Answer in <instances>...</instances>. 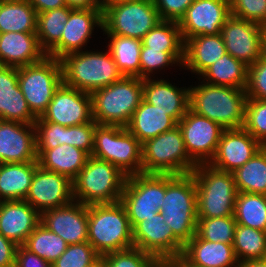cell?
Instances as JSON below:
<instances>
[{
	"label": "cell",
	"mask_w": 266,
	"mask_h": 267,
	"mask_svg": "<svg viewBox=\"0 0 266 267\" xmlns=\"http://www.w3.org/2000/svg\"><path fill=\"white\" fill-rule=\"evenodd\" d=\"M189 88V109L215 121L223 129L242 128L248 96L246 89L217 86L204 81Z\"/></svg>",
	"instance_id": "1"
},
{
	"label": "cell",
	"mask_w": 266,
	"mask_h": 267,
	"mask_svg": "<svg viewBox=\"0 0 266 267\" xmlns=\"http://www.w3.org/2000/svg\"><path fill=\"white\" fill-rule=\"evenodd\" d=\"M162 203L160 212L165 224L185 245L197 230V191L193 174H165Z\"/></svg>",
	"instance_id": "2"
},
{
	"label": "cell",
	"mask_w": 266,
	"mask_h": 267,
	"mask_svg": "<svg viewBox=\"0 0 266 267\" xmlns=\"http://www.w3.org/2000/svg\"><path fill=\"white\" fill-rule=\"evenodd\" d=\"M88 242L100 256L134 247L129 218L120 201L88 205Z\"/></svg>",
	"instance_id": "3"
},
{
	"label": "cell",
	"mask_w": 266,
	"mask_h": 267,
	"mask_svg": "<svg viewBox=\"0 0 266 267\" xmlns=\"http://www.w3.org/2000/svg\"><path fill=\"white\" fill-rule=\"evenodd\" d=\"M60 62L63 83L90 94L124 77L109 50L108 52L82 50L64 56Z\"/></svg>",
	"instance_id": "4"
},
{
	"label": "cell",
	"mask_w": 266,
	"mask_h": 267,
	"mask_svg": "<svg viewBox=\"0 0 266 267\" xmlns=\"http://www.w3.org/2000/svg\"><path fill=\"white\" fill-rule=\"evenodd\" d=\"M91 97L92 117L97 124L126 127L143 99V79L124 76L94 90Z\"/></svg>",
	"instance_id": "5"
},
{
	"label": "cell",
	"mask_w": 266,
	"mask_h": 267,
	"mask_svg": "<svg viewBox=\"0 0 266 267\" xmlns=\"http://www.w3.org/2000/svg\"><path fill=\"white\" fill-rule=\"evenodd\" d=\"M126 179L118 167L90 156L72 180L74 201L84 205L118 202Z\"/></svg>",
	"instance_id": "6"
},
{
	"label": "cell",
	"mask_w": 266,
	"mask_h": 267,
	"mask_svg": "<svg viewBox=\"0 0 266 267\" xmlns=\"http://www.w3.org/2000/svg\"><path fill=\"white\" fill-rule=\"evenodd\" d=\"M197 191V218L234 216L238 190L232 172L199 164L191 172Z\"/></svg>",
	"instance_id": "7"
},
{
	"label": "cell",
	"mask_w": 266,
	"mask_h": 267,
	"mask_svg": "<svg viewBox=\"0 0 266 267\" xmlns=\"http://www.w3.org/2000/svg\"><path fill=\"white\" fill-rule=\"evenodd\" d=\"M197 164L189 157L183 134L177 125L142 144V173L181 175Z\"/></svg>",
	"instance_id": "8"
},
{
	"label": "cell",
	"mask_w": 266,
	"mask_h": 267,
	"mask_svg": "<svg viewBox=\"0 0 266 267\" xmlns=\"http://www.w3.org/2000/svg\"><path fill=\"white\" fill-rule=\"evenodd\" d=\"M91 156L110 162L127 176L142 173V144L126 127L97 124Z\"/></svg>",
	"instance_id": "9"
},
{
	"label": "cell",
	"mask_w": 266,
	"mask_h": 267,
	"mask_svg": "<svg viewBox=\"0 0 266 267\" xmlns=\"http://www.w3.org/2000/svg\"><path fill=\"white\" fill-rule=\"evenodd\" d=\"M102 30L142 40L162 19L153 0L101 3Z\"/></svg>",
	"instance_id": "10"
},
{
	"label": "cell",
	"mask_w": 266,
	"mask_h": 267,
	"mask_svg": "<svg viewBox=\"0 0 266 267\" xmlns=\"http://www.w3.org/2000/svg\"><path fill=\"white\" fill-rule=\"evenodd\" d=\"M17 70L18 84L31 112L41 117L63 82L60 60L46 56L37 63Z\"/></svg>",
	"instance_id": "11"
},
{
	"label": "cell",
	"mask_w": 266,
	"mask_h": 267,
	"mask_svg": "<svg viewBox=\"0 0 266 267\" xmlns=\"http://www.w3.org/2000/svg\"><path fill=\"white\" fill-rule=\"evenodd\" d=\"M164 196L165 174L127 176L120 202L126 210L131 228L159 213Z\"/></svg>",
	"instance_id": "12"
},
{
	"label": "cell",
	"mask_w": 266,
	"mask_h": 267,
	"mask_svg": "<svg viewBox=\"0 0 266 267\" xmlns=\"http://www.w3.org/2000/svg\"><path fill=\"white\" fill-rule=\"evenodd\" d=\"M183 134L186 151L197 164H209L215 156L224 129L206 117L197 115L190 109L178 122Z\"/></svg>",
	"instance_id": "13"
},
{
	"label": "cell",
	"mask_w": 266,
	"mask_h": 267,
	"mask_svg": "<svg viewBox=\"0 0 266 267\" xmlns=\"http://www.w3.org/2000/svg\"><path fill=\"white\" fill-rule=\"evenodd\" d=\"M134 247L154 256L156 259H177L184 244L167 226L161 212L146 218L132 228Z\"/></svg>",
	"instance_id": "14"
},
{
	"label": "cell",
	"mask_w": 266,
	"mask_h": 267,
	"mask_svg": "<svg viewBox=\"0 0 266 267\" xmlns=\"http://www.w3.org/2000/svg\"><path fill=\"white\" fill-rule=\"evenodd\" d=\"M40 118L65 127L91 122L93 120L91 94L62 82Z\"/></svg>",
	"instance_id": "15"
},
{
	"label": "cell",
	"mask_w": 266,
	"mask_h": 267,
	"mask_svg": "<svg viewBox=\"0 0 266 267\" xmlns=\"http://www.w3.org/2000/svg\"><path fill=\"white\" fill-rule=\"evenodd\" d=\"M230 16V0H194L178 22L183 42L198 35L221 33Z\"/></svg>",
	"instance_id": "16"
},
{
	"label": "cell",
	"mask_w": 266,
	"mask_h": 267,
	"mask_svg": "<svg viewBox=\"0 0 266 267\" xmlns=\"http://www.w3.org/2000/svg\"><path fill=\"white\" fill-rule=\"evenodd\" d=\"M24 200L40 214L52 208L68 205L74 201L72 180L63 174L50 172L38 166Z\"/></svg>",
	"instance_id": "17"
},
{
	"label": "cell",
	"mask_w": 266,
	"mask_h": 267,
	"mask_svg": "<svg viewBox=\"0 0 266 267\" xmlns=\"http://www.w3.org/2000/svg\"><path fill=\"white\" fill-rule=\"evenodd\" d=\"M264 27L257 23L230 16L221 28L226 53L247 66L261 58V42Z\"/></svg>",
	"instance_id": "18"
},
{
	"label": "cell",
	"mask_w": 266,
	"mask_h": 267,
	"mask_svg": "<svg viewBox=\"0 0 266 267\" xmlns=\"http://www.w3.org/2000/svg\"><path fill=\"white\" fill-rule=\"evenodd\" d=\"M41 224L68 245L88 242V205L72 203L41 213Z\"/></svg>",
	"instance_id": "19"
},
{
	"label": "cell",
	"mask_w": 266,
	"mask_h": 267,
	"mask_svg": "<svg viewBox=\"0 0 266 267\" xmlns=\"http://www.w3.org/2000/svg\"><path fill=\"white\" fill-rule=\"evenodd\" d=\"M261 148L262 144L243 127L224 129L215 156L209 164L221 171L234 172Z\"/></svg>",
	"instance_id": "20"
},
{
	"label": "cell",
	"mask_w": 266,
	"mask_h": 267,
	"mask_svg": "<svg viewBox=\"0 0 266 267\" xmlns=\"http://www.w3.org/2000/svg\"><path fill=\"white\" fill-rule=\"evenodd\" d=\"M96 26L102 29V8L73 9L65 23L60 42L47 56L60 60L68 54L82 51Z\"/></svg>",
	"instance_id": "21"
},
{
	"label": "cell",
	"mask_w": 266,
	"mask_h": 267,
	"mask_svg": "<svg viewBox=\"0 0 266 267\" xmlns=\"http://www.w3.org/2000/svg\"><path fill=\"white\" fill-rule=\"evenodd\" d=\"M38 162L35 124L0 120V163Z\"/></svg>",
	"instance_id": "22"
},
{
	"label": "cell",
	"mask_w": 266,
	"mask_h": 267,
	"mask_svg": "<svg viewBox=\"0 0 266 267\" xmlns=\"http://www.w3.org/2000/svg\"><path fill=\"white\" fill-rule=\"evenodd\" d=\"M41 214L25 200L0 202V233L18 246L40 224Z\"/></svg>",
	"instance_id": "23"
},
{
	"label": "cell",
	"mask_w": 266,
	"mask_h": 267,
	"mask_svg": "<svg viewBox=\"0 0 266 267\" xmlns=\"http://www.w3.org/2000/svg\"><path fill=\"white\" fill-rule=\"evenodd\" d=\"M36 119L19 87L17 68L0 65V120L35 124Z\"/></svg>",
	"instance_id": "24"
},
{
	"label": "cell",
	"mask_w": 266,
	"mask_h": 267,
	"mask_svg": "<svg viewBox=\"0 0 266 267\" xmlns=\"http://www.w3.org/2000/svg\"><path fill=\"white\" fill-rule=\"evenodd\" d=\"M192 267H239L233 244L210 242L195 234L180 256Z\"/></svg>",
	"instance_id": "25"
},
{
	"label": "cell",
	"mask_w": 266,
	"mask_h": 267,
	"mask_svg": "<svg viewBox=\"0 0 266 267\" xmlns=\"http://www.w3.org/2000/svg\"><path fill=\"white\" fill-rule=\"evenodd\" d=\"M46 56L36 33H0V65L20 68L37 63Z\"/></svg>",
	"instance_id": "26"
},
{
	"label": "cell",
	"mask_w": 266,
	"mask_h": 267,
	"mask_svg": "<svg viewBox=\"0 0 266 267\" xmlns=\"http://www.w3.org/2000/svg\"><path fill=\"white\" fill-rule=\"evenodd\" d=\"M143 99L167 112L177 123L189 109V88L172 85L167 80L143 79Z\"/></svg>",
	"instance_id": "27"
},
{
	"label": "cell",
	"mask_w": 266,
	"mask_h": 267,
	"mask_svg": "<svg viewBox=\"0 0 266 267\" xmlns=\"http://www.w3.org/2000/svg\"><path fill=\"white\" fill-rule=\"evenodd\" d=\"M226 53L221 33L198 35L184 42V61L182 67L201 75L209 66Z\"/></svg>",
	"instance_id": "28"
},
{
	"label": "cell",
	"mask_w": 266,
	"mask_h": 267,
	"mask_svg": "<svg viewBox=\"0 0 266 267\" xmlns=\"http://www.w3.org/2000/svg\"><path fill=\"white\" fill-rule=\"evenodd\" d=\"M177 125L178 123L167 112L142 99L126 129L143 144Z\"/></svg>",
	"instance_id": "29"
},
{
	"label": "cell",
	"mask_w": 266,
	"mask_h": 267,
	"mask_svg": "<svg viewBox=\"0 0 266 267\" xmlns=\"http://www.w3.org/2000/svg\"><path fill=\"white\" fill-rule=\"evenodd\" d=\"M41 168L63 174L73 180L86 165L90 155L72 145L62 144L54 149H36Z\"/></svg>",
	"instance_id": "30"
},
{
	"label": "cell",
	"mask_w": 266,
	"mask_h": 267,
	"mask_svg": "<svg viewBox=\"0 0 266 267\" xmlns=\"http://www.w3.org/2000/svg\"><path fill=\"white\" fill-rule=\"evenodd\" d=\"M38 162L0 163V202L24 200Z\"/></svg>",
	"instance_id": "31"
},
{
	"label": "cell",
	"mask_w": 266,
	"mask_h": 267,
	"mask_svg": "<svg viewBox=\"0 0 266 267\" xmlns=\"http://www.w3.org/2000/svg\"><path fill=\"white\" fill-rule=\"evenodd\" d=\"M37 17L28 0H0V33H36Z\"/></svg>",
	"instance_id": "32"
},
{
	"label": "cell",
	"mask_w": 266,
	"mask_h": 267,
	"mask_svg": "<svg viewBox=\"0 0 266 267\" xmlns=\"http://www.w3.org/2000/svg\"><path fill=\"white\" fill-rule=\"evenodd\" d=\"M200 76L205 79L202 81L207 84L246 89L248 66L229 53H225Z\"/></svg>",
	"instance_id": "33"
},
{
	"label": "cell",
	"mask_w": 266,
	"mask_h": 267,
	"mask_svg": "<svg viewBox=\"0 0 266 267\" xmlns=\"http://www.w3.org/2000/svg\"><path fill=\"white\" fill-rule=\"evenodd\" d=\"M142 44L151 49L168 52L180 67L184 61V42L178 22L161 20L142 39Z\"/></svg>",
	"instance_id": "34"
},
{
	"label": "cell",
	"mask_w": 266,
	"mask_h": 267,
	"mask_svg": "<svg viewBox=\"0 0 266 267\" xmlns=\"http://www.w3.org/2000/svg\"><path fill=\"white\" fill-rule=\"evenodd\" d=\"M106 35L110 38L108 50L123 76L140 78L142 40L115 34Z\"/></svg>",
	"instance_id": "35"
},
{
	"label": "cell",
	"mask_w": 266,
	"mask_h": 267,
	"mask_svg": "<svg viewBox=\"0 0 266 267\" xmlns=\"http://www.w3.org/2000/svg\"><path fill=\"white\" fill-rule=\"evenodd\" d=\"M232 173L238 192L266 195V144Z\"/></svg>",
	"instance_id": "36"
},
{
	"label": "cell",
	"mask_w": 266,
	"mask_h": 267,
	"mask_svg": "<svg viewBox=\"0 0 266 267\" xmlns=\"http://www.w3.org/2000/svg\"><path fill=\"white\" fill-rule=\"evenodd\" d=\"M73 8L64 6L38 13L36 35L41 49L48 54L61 40L65 23Z\"/></svg>",
	"instance_id": "37"
},
{
	"label": "cell",
	"mask_w": 266,
	"mask_h": 267,
	"mask_svg": "<svg viewBox=\"0 0 266 267\" xmlns=\"http://www.w3.org/2000/svg\"><path fill=\"white\" fill-rule=\"evenodd\" d=\"M234 218L237 224L266 231V195L238 192Z\"/></svg>",
	"instance_id": "38"
},
{
	"label": "cell",
	"mask_w": 266,
	"mask_h": 267,
	"mask_svg": "<svg viewBox=\"0 0 266 267\" xmlns=\"http://www.w3.org/2000/svg\"><path fill=\"white\" fill-rule=\"evenodd\" d=\"M233 249L239 264L266 258V231L236 225Z\"/></svg>",
	"instance_id": "39"
},
{
	"label": "cell",
	"mask_w": 266,
	"mask_h": 267,
	"mask_svg": "<svg viewBox=\"0 0 266 267\" xmlns=\"http://www.w3.org/2000/svg\"><path fill=\"white\" fill-rule=\"evenodd\" d=\"M23 246L53 264L66 251L68 244L40 223L28 236Z\"/></svg>",
	"instance_id": "40"
},
{
	"label": "cell",
	"mask_w": 266,
	"mask_h": 267,
	"mask_svg": "<svg viewBox=\"0 0 266 267\" xmlns=\"http://www.w3.org/2000/svg\"><path fill=\"white\" fill-rule=\"evenodd\" d=\"M197 219L196 234L201 239L233 244L237 225L234 216Z\"/></svg>",
	"instance_id": "41"
},
{
	"label": "cell",
	"mask_w": 266,
	"mask_h": 267,
	"mask_svg": "<svg viewBox=\"0 0 266 267\" xmlns=\"http://www.w3.org/2000/svg\"><path fill=\"white\" fill-rule=\"evenodd\" d=\"M243 128L262 145L266 144V100L247 99Z\"/></svg>",
	"instance_id": "42"
},
{
	"label": "cell",
	"mask_w": 266,
	"mask_h": 267,
	"mask_svg": "<svg viewBox=\"0 0 266 267\" xmlns=\"http://www.w3.org/2000/svg\"><path fill=\"white\" fill-rule=\"evenodd\" d=\"M101 257L106 267H151L157 260L137 247L106 253Z\"/></svg>",
	"instance_id": "43"
},
{
	"label": "cell",
	"mask_w": 266,
	"mask_h": 267,
	"mask_svg": "<svg viewBox=\"0 0 266 267\" xmlns=\"http://www.w3.org/2000/svg\"><path fill=\"white\" fill-rule=\"evenodd\" d=\"M100 255L89 242L68 245L66 251L53 263V267H88Z\"/></svg>",
	"instance_id": "44"
},
{
	"label": "cell",
	"mask_w": 266,
	"mask_h": 267,
	"mask_svg": "<svg viewBox=\"0 0 266 267\" xmlns=\"http://www.w3.org/2000/svg\"><path fill=\"white\" fill-rule=\"evenodd\" d=\"M35 129L36 149H54L59 145L65 144V126L43 121L40 117H37Z\"/></svg>",
	"instance_id": "45"
},
{
	"label": "cell",
	"mask_w": 266,
	"mask_h": 267,
	"mask_svg": "<svg viewBox=\"0 0 266 267\" xmlns=\"http://www.w3.org/2000/svg\"><path fill=\"white\" fill-rule=\"evenodd\" d=\"M230 13L266 27V0H230Z\"/></svg>",
	"instance_id": "46"
},
{
	"label": "cell",
	"mask_w": 266,
	"mask_h": 267,
	"mask_svg": "<svg viewBox=\"0 0 266 267\" xmlns=\"http://www.w3.org/2000/svg\"><path fill=\"white\" fill-rule=\"evenodd\" d=\"M178 62L168 53L161 50L151 49L142 44L140 51V78H150L151 73L158 69H165L168 65L173 66Z\"/></svg>",
	"instance_id": "47"
},
{
	"label": "cell",
	"mask_w": 266,
	"mask_h": 267,
	"mask_svg": "<svg viewBox=\"0 0 266 267\" xmlns=\"http://www.w3.org/2000/svg\"><path fill=\"white\" fill-rule=\"evenodd\" d=\"M96 125L97 123L92 120L81 125L66 127L65 144L82 149L91 156Z\"/></svg>",
	"instance_id": "48"
},
{
	"label": "cell",
	"mask_w": 266,
	"mask_h": 267,
	"mask_svg": "<svg viewBox=\"0 0 266 267\" xmlns=\"http://www.w3.org/2000/svg\"><path fill=\"white\" fill-rule=\"evenodd\" d=\"M246 95L248 98L266 100V60L260 58L248 66Z\"/></svg>",
	"instance_id": "49"
},
{
	"label": "cell",
	"mask_w": 266,
	"mask_h": 267,
	"mask_svg": "<svg viewBox=\"0 0 266 267\" xmlns=\"http://www.w3.org/2000/svg\"><path fill=\"white\" fill-rule=\"evenodd\" d=\"M162 20L179 22L194 0H153Z\"/></svg>",
	"instance_id": "50"
},
{
	"label": "cell",
	"mask_w": 266,
	"mask_h": 267,
	"mask_svg": "<svg viewBox=\"0 0 266 267\" xmlns=\"http://www.w3.org/2000/svg\"><path fill=\"white\" fill-rule=\"evenodd\" d=\"M15 267H53V264L20 245L16 251Z\"/></svg>",
	"instance_id": "51"
},
{
	"label": "cell",
	"mask_w": 266,
	"mask_h": 267,
	"mask_svg": "<svg viewBox=\"0 0 266 267\" xmlns=\"http://www.w3.org/2000/svg\"><path fill=\"white\" fill-rule=\"evenodd\" d=\"M18 245L0 233V267H15Z\"/></svg>",
	"instance_id": "52"
},
{
	"label": "cell",
	"mask_w": 266,
	"mask_h": 267,
	"mask_svg": "<svg viewBox=\"0 0 266 267\" xmlns=\"http://www.w3.org/2000/svg\"><path fill=\"white\" fill-rule=\"evenodd\" d=\"M37 13L62 8L66 5L65 0H28Z\"/></svg>",
	"instance_id": "53"
},
{
	"label": "cell",
	"mask_w": 266,
	"mask_h": 267,
	"mask_svg": "<svg viewBox=\"0 0 266 267\" xmlns=\"http://www.w3.org/2000/svg\"><path fill=\"white\" fill-rule=\"evenodd\" d=\"M65 2L73 9L102 8L101 0H65Z\"/></svg>",
	"instance_id": "54"
},
{
	"label": "cell",
	"mask_w": 266,
	"mask_h": 267,
	"mask_svg": "<svg viewBox=\"0 0 266 267\" xmlns=\"http://www.w3.org/2000/svg\"><path fill=\"white\" fill-rule=\"evenodd\" d=\"M151 267H180L176 259H157Z\"/></svg>",
	"instance_id": "55"
},
{
	"label": "cell",
	"mask_w": 266,
	"mask_h": 267,
	"mask_svg": "<svg viewBox=\"0 0 266 267\" xmlns=\"http://www.w3.org/2000/svg\"><path fill=\"white\" fill-rule=\"evenodd\" d=\"M239 267H266V258L243 262Z\"/></svg>",
	"instance_id": "56"
},
{
	"label": "cell",
	"mask_w": 266,
	"mask_h": 267,
	"mask_svg": "<svg viewBox=\"0 0 266 267\" xmlns=\"http://www.w3.org/2000/svg\"><path fill=\"white\" fill-rule=\"evenodd\" d=\"M261 58L266 60V27H264L263 34H262Z\"/></svg>",
	"instance_id": "57"
},
{
	"label": "cell",
	"mask_w": 266,
	"mask_h": 267,
	"mask_svg": "<svg viewBox=\"0 0 266 267\" xmlns=\"http://www.w3.org/2000/svg\"><path fill=\"white\" fill-rule=\"evenodd\" d=\"M88 267H106L105 262L103 261V258L100 256L95 262H93Z\"/></svg>",
	"instance_id": "58"
},
{
	"label": "cell",
	"mask_w": 266,
	"mask_h": 267,
	"mask_svg": "<svg viewBox=\"0 0 266 267\" xmlns=\"http://www.w3.org/2000/svg\"><path fill=\"white\" fill-rule=\"evenodd\" d=\"M131 1H140V0H101V3H122Z\"/></svg>",
	"instance_id": "59"
},
{
	"label": "cell",
	"mask_w": 266,
	"mask_h": 267,
	"mask_svg": "<svg viewBox=\"0 0 266 267\" xmlns=\"http://www.w3.org/2000/svg\"><path fill=\"white\" fill-rule=\"evenodd\" d=\"M176 260L179 262L180 267H192L188 265L181 257L177 258Z\"/></svg>",
	"instance_id": "60"
}]
</instances>
